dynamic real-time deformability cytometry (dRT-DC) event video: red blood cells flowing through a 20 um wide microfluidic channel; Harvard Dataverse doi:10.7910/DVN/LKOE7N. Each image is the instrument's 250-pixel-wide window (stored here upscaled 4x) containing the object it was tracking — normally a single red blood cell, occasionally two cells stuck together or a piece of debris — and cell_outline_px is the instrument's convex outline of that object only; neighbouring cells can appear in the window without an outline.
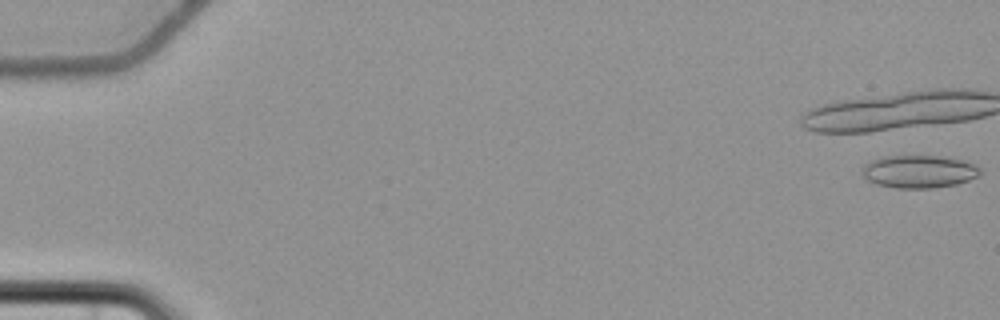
{"species": "common noctule bat (a hibernating species)", "species_latin": "Nyctalus noctula", "temperature_condition": "cold", "stored_images_in_passage": 5, "camera_frame_rate_fps": 3000, "um_per_image_px": 0.085, "animal": {"sex": "female", "body_mass_g": 22.7, "forearm_length_mm": 54.2}, "frame": {"image": 1, "passage_image": 1, "time_ms": 0.0, "image_size_px": [1000, 320], "cell_outline_px": [[980, 172], [976, 176], [968, 180], [956, 184], [932, 188], [896, 188], [876, 184], [868, 180], [864, 176], [864, 164], [868, 160], [880, 156], [940, 156], [960, 160], [976, 164], [980, 168]], "centroid_in_image_um": [78.08, 14.57], "position_along_channel_um": 6.9, "area_um2": 22.43}}